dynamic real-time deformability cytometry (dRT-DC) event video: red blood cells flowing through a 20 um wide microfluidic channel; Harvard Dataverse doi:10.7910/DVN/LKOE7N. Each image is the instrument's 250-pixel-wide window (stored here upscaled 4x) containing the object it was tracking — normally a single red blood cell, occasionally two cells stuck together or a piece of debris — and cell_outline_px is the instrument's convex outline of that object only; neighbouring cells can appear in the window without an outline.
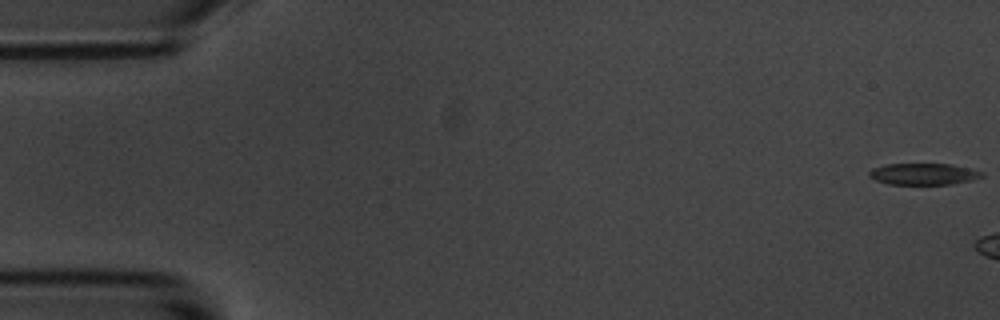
{"species": "common noctule bat (a hibernating species)", "species_latin": "Nyctalus noctula", "temperature_condition": "room temperature", "stored_images_in_passage": 3, "camera_frame_rate_fps": 3000, "um_per_image_px": 0.085, "animal": {"sex": "male", "body_mass_g": 20.1, "forearm_length_mm": 53.5}, "frame": {"image": 1, "passage_image": 1, "time_ms": 0.0, "image_size_px": [1000, 320], "cell_outline_px": [[984, 176], [972, 180], [952, 184], [888, 184], [876, 180], [868, 176], [868, 172], [872, 168], [888, 164], [948, 164], [968, 168], [984, 172]], "centroid_in_image_um": [78.49, 14.79], "position_along_channel_um": 6.5, "area_um2": 14.05}}